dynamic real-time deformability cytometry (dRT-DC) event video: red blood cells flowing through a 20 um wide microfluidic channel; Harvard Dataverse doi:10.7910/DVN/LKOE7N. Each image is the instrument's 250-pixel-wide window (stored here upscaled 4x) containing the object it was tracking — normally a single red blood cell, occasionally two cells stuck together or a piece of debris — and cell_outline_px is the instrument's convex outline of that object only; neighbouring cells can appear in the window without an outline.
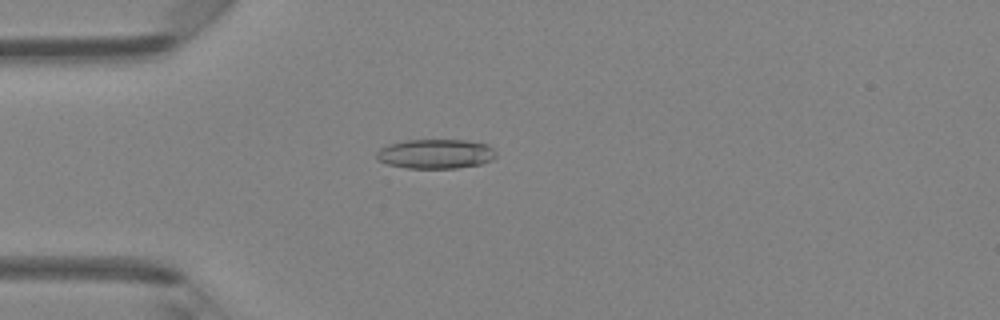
{"species": "Egyptian fruit bat (a non-hibernating species)", "species_latin": "Rousettus aegyptiacus", "temperature_condition": "room temperature", "stored_images_in_passage": 47, "camera_frame_rate_fps": 3000, "um_per_image_px": 0.085, "animal": {"sex": "female"}, "frame": {"image": 1, "passage_image": 13, "time_ms": 4.0, "image_size_px": [1000, 320], "cell_outline_px": [[496, 156], [492, 160], [480, 164], [456, 168], [408, 168], [388, 164], [376, 160], [376, 152], [380, 148], [388, 144], [408, 140], [464, 140], [488, 144], [496, 152]], "centroid_in_image_um": [37.02, 13.08], "position_along_channel_um": 48.0, "area_um2": 20.58}}
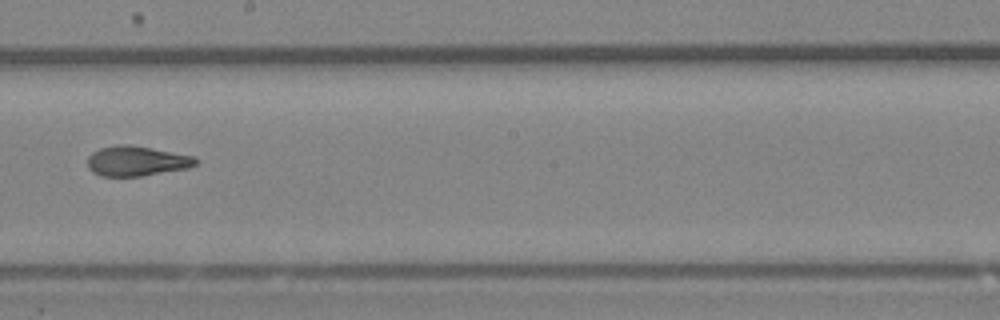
{"frame": {"image": 2, "passage_image": 27, "time_ms": 8.667, "image_size_px": [1000, 320], "cell_outline_px": [[200, 160], [196, 164], [188, 168], [140, 176], [100, 176], [92, 172], [88, 168], [88, 156], [92, 152], [100, 148], [116, 144], [128, 144], [152, 148], [196, 156]], "centroid_in_image_um": [11.62, 13.68], "position_along_channel_um": 236.6, "area_um2": 19.07}}
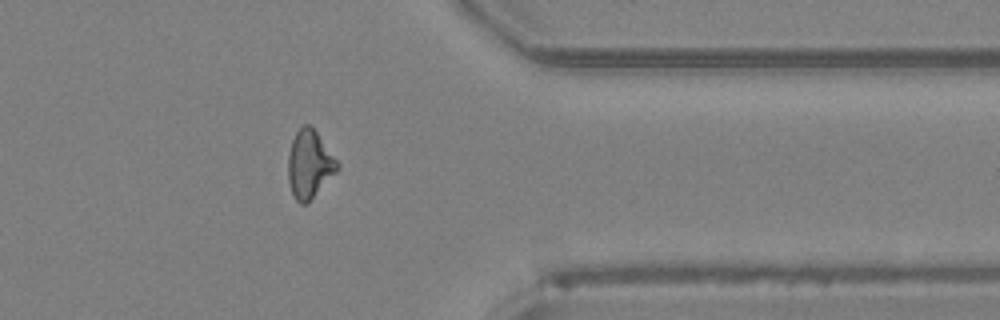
{"frame": {"image": 3, "passage_image": 38, "time_ms": 12.333, "image_size_px": [1000, 320], "cell_outline_px": [[340, 168], [308, 204], [300, 204], [296, 200], [292, 192], [288, 180], [288, 156], [292, 140], [296, 132], [304, 124], [308, 124], [316, 132], [340, 164]], "centroid_in_image_um": [26.31, 14.0], "position_along_channel_um": 385.1, "area_um2": 19.42}, "authors_computed_cell_mechanics": {"area_um2": 19.5942, "velocity_mm_per_s": 4.3726, "shape_relaxation_time_tau1_ms": 8.4041, "shape_relaxation_time_tau2_ms": 2.9065, "deformation_change_tau1": 0.1887, "deformation_change_tau2": 0.109}}